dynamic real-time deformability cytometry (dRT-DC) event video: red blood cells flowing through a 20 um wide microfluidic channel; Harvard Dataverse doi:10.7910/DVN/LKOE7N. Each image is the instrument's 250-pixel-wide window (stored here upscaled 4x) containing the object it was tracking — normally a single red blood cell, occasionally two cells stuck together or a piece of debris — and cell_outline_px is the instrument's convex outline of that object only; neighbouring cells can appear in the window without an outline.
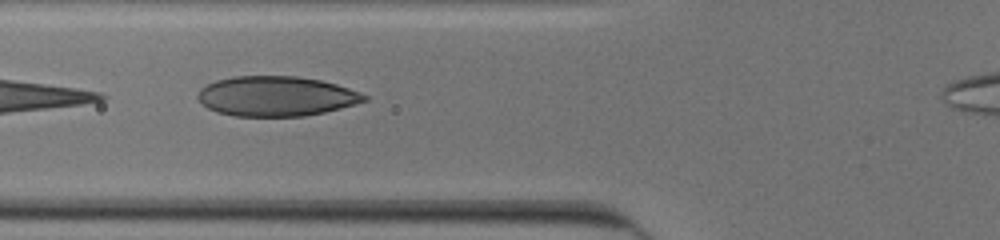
{"species": "human", "species_latin": "Homo sapiens", "temperature_condition": "cold", "stored_images_in_passage": 32, "camera_frame_rate_fps": 3000, "um_per_image_px": 0.085, "donor": {"sex": "male"}, "frame": {"image": 1, "passage_image": 3, "time_ms": 0.667, "image_size_px": [1000, 240], "cell_outline_px": [[368, 100], [356, 104], [324, 112], [304, 116], [236, 116], [216, 112], [208, 108], [196, 96], [200, 88], [216, 80], [236, 76], [296, 76], [320, 80], [336, 84], [360, 92], [368, 96]], "centroid_in_image_um": [23.48, 8.18], "position_along_channel_um": 102.3, "area_um2": 38.67}}
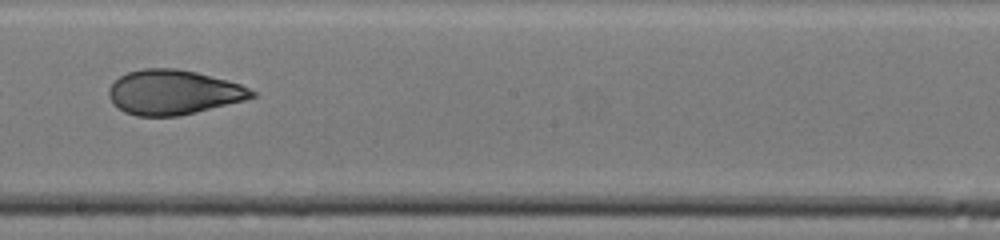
{"frame": {"image": 2, "passage_image": 13, "time_ms": 4.0, "image_size_px": [1000, 240], "cell_outline_px": [[256, 96], [244, 100], [180, 116], [136, 116], [124, 112], [112, 104], [108, 96], [108, 88], [120, 76], [128, 72], [144, 68], [176, 68], [196, 72], [240, 84], [256, 92]], "centroid_in_image_um": [14.7, 7.85], "position_along_channel_um": 233.5, "area_um2": 37.17}}
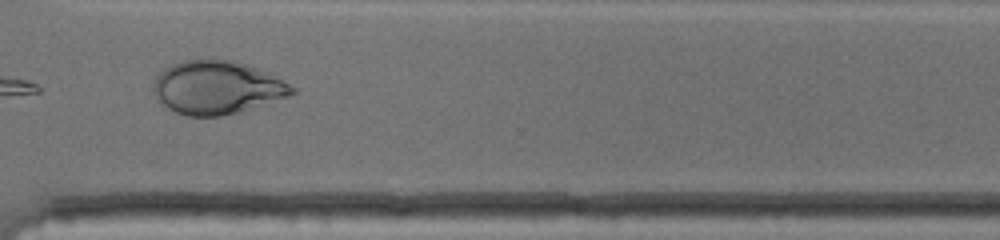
{"frame": {"image": 3, "passage_image": 22, "time_ms": 7.0, "image_size_px": [1000, 240], "cell_outline_px": [[296, 92], [284, 96], [220, 116], [188, 116], [176, 112], [160, 104], [156, 100], [152, 88], [156, 76], [164, 68], [172, 64], [184, 60], [212, 56], [244, 64], [268, 72], [296, 88]], "centroid_in_image_um": [18.33, 7.39], "position_along_channel_um": 352.3, "area_um2": 42.71}}